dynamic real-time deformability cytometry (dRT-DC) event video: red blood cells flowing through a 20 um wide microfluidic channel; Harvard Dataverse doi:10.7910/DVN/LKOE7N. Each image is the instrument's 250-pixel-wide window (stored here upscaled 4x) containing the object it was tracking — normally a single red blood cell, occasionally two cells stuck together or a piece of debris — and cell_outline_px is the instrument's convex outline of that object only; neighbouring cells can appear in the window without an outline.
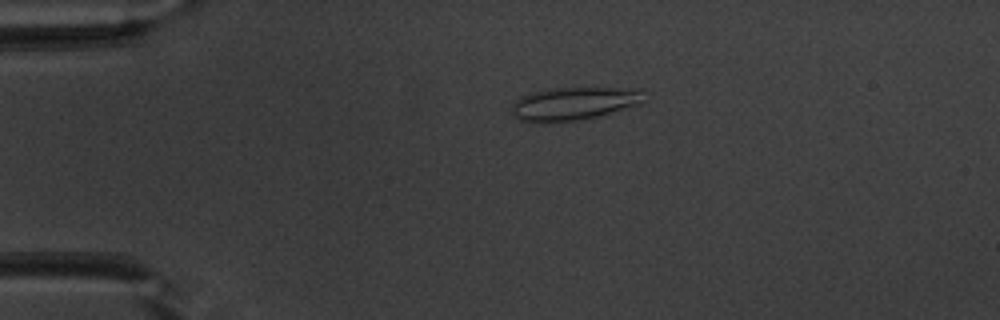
{"species": "common noctule bat (a hibernating species)", "species_latin": "Nyctalus noctula", "temperature_condition": "warm", "stored_images_in_passage": 49, "camera_frame_rate_fps": 3000, "um_per_image_px": 0.085, "animal": {"sex": "male", "body_mass_g": 20.1, "forearm_length_mm": 53.5}, "frame": {"image": 1, "passage_image": 9, "time_ms": 2.667, "image_size_px": [1000, 320], "cell_outline_px": [[640, 104], [596, 116], [576, 120], [540, 124], [520, 120], [512, 116], [512, 104], [520, 96], [536, 92], [556, 88], [616, 88], [640, 92]], "centroid_in_image_um": [48.61, 8.84], "position_along_channel_um": 36.4, "area_um2": 24.8}}
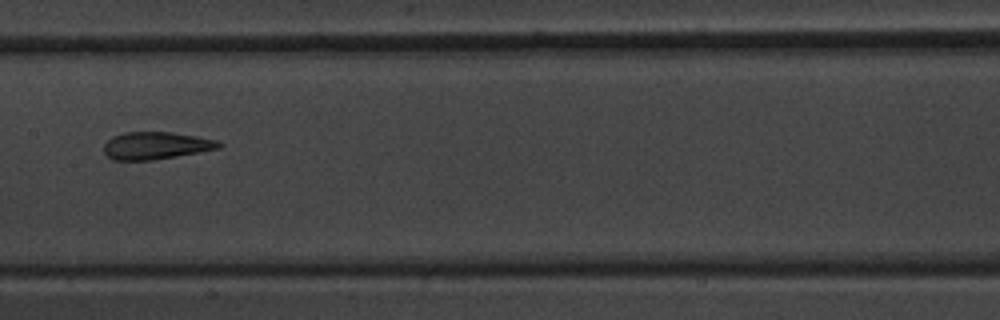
{"frame": {"image": 2, "passage_image": 24, "time_ms": 7.667, "image_size_px": [1000, 320], "cell_outline_px": [[224, 144], [220, 148], [200, 152], [152, 160], [112, 160], [104, 152], [104, 144], [112, 136], [124, 132], [172, 132], [196, 136], [216, 140]], "centroid_in_image_um": [13.25, 12.37], "position_along_channel_um": 194.1, "area_um2": 18.38}}
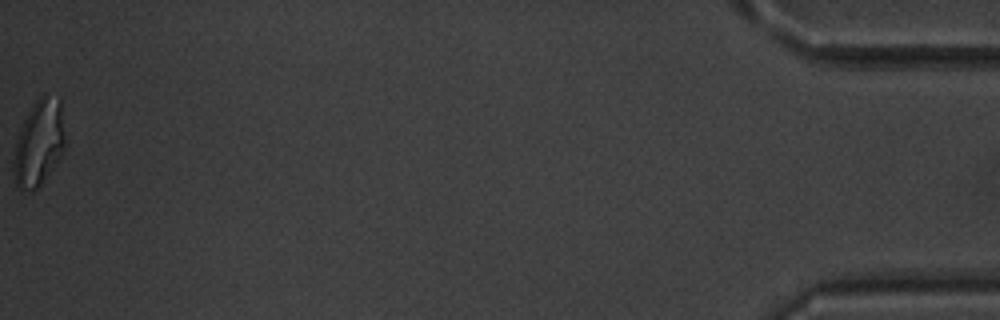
{"frame": {"image": 3, "passage_image": 49, "time_ms": 16.0, "image_size_px": [1000, 320], "cell_outline_px": [[64, 148], [40, 184], [32, 192], [16, 188], [12, 176], [12, 160], [16, 144], [24, 120], [28, 112], [36, 100], [44, 92], [60, 96], [64, 140]], "centroid_in_image_um": [3.27, 12.13], "position_along_channel_um": 431.9, "area_um2": 25.55}, "authors_computed_cell_mechanics": {"area_um2": 19.4208, "velocity_mm_per_s": 3.9804, "shape_relaxation_time_tau1_ms": 11.1544, "shape_relaxation_time_tau2_ms": 1.716, "deformation_change_tau1": 0.2701, "deformation_change_tau2": 0.1147}}